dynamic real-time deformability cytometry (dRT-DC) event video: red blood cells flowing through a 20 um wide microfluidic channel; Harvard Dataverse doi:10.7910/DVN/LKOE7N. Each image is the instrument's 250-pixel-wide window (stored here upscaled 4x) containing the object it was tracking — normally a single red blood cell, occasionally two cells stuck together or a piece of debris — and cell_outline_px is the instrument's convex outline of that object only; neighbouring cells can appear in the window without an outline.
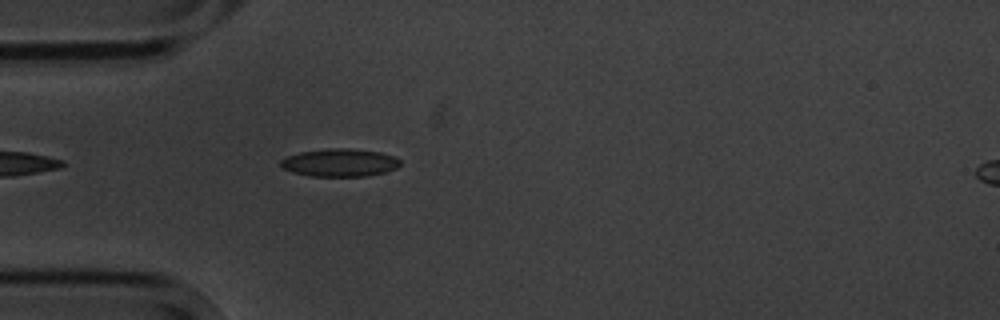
{"species": "common noctule bat (a hibernating species)", "species_latin": "Nyctalus noctula", "temperature_condition": "cold", "stored_images_in_passage": 2, "camera_frame_rate_fps": 3000, "um_per_image_px": 0.085, "animal": {"sex": "male", "body_mass_g": 20.1, "forearm_length_mm": 53.5}, "frame": {"image": 1, "passage_image": 2, "time_ms": 1.333, "image_size_px": [1000, 320], "cell_outline_px": [[400, 164], [396, 168], [384, 172], [368, 176], [308, 176], [292, 172], [284, 168], [280, 164], [280, 160], [288, 156], [300, 152], [328, 148], [348, 148], [380, 152], [392, 156], [400, 160]], "centroid_in_image_um": [28.86, 13.82], "position_along_channel_um": 56.1, "area_um2": 19.31}}